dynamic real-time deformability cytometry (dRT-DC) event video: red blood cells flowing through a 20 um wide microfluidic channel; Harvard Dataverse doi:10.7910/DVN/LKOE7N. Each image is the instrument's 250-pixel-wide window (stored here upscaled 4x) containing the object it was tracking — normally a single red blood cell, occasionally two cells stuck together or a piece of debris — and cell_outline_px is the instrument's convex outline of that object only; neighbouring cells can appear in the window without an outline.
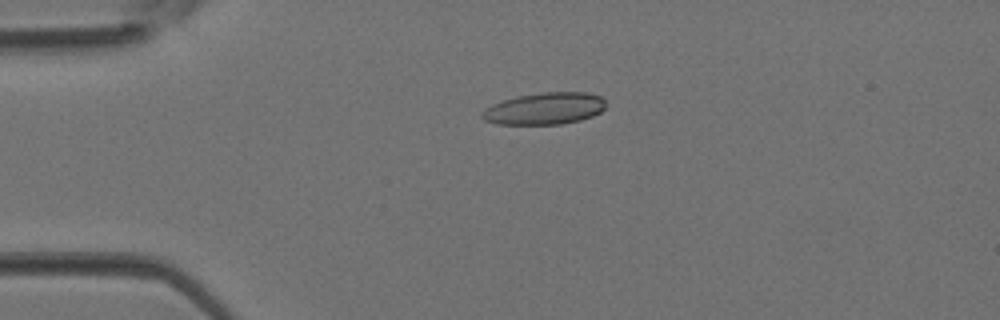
{"species": "Egyptian fruit bat (a non-hibernating species)", "species_latin": "Rousettus aegyptiacus", "temperature_condition": "room temperature", "stored_images_in_passage": 3, "camera_frame_rate_fps": 3000, "um_per_image_px": 0.085, "animal": {"sex": "female"}, "frame": {"image": 1, "passage_image": 2, "time_ms": 0.333, "image_size_px": [1000, 320], "cell_outline_px": [[604, 108], [600, 112], [592, 116], [580, 120], [560, 124], [496, 124], [484, 120], [480, 116], [484, 108], [492, 104], [516, 96], [544, 92], [588, 92], [600, 96], [604, 100]], "centroid_in_image_um": [46.27, 9.22], "position_along_channel_um": 38.7, "area_um2": 23.0}}
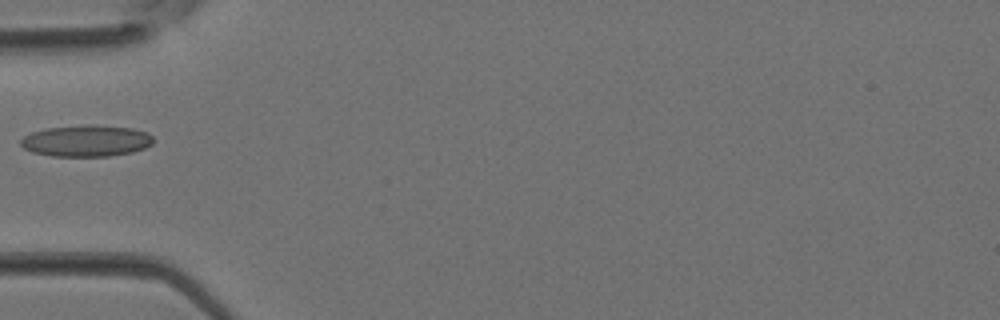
{"frame": {"image": 2, "passage_image": 3, "time_ms": 0.667, "image_size_px": [1000, 320], "cell_outline_px": [[152, 144], [144, 148], [132, 152], [108, 156], [52, 156], [32, 152], [24, 148], [20, 144], [20, 140], [24, 136], [32, 132], [48, 128], [88, 124], [132, 128], [148, 132], [152, 136]], "centroid_in_image_um": [7.33, 11.97], "position_along_channel_um": 77.7, "area_um2": 24.28}}